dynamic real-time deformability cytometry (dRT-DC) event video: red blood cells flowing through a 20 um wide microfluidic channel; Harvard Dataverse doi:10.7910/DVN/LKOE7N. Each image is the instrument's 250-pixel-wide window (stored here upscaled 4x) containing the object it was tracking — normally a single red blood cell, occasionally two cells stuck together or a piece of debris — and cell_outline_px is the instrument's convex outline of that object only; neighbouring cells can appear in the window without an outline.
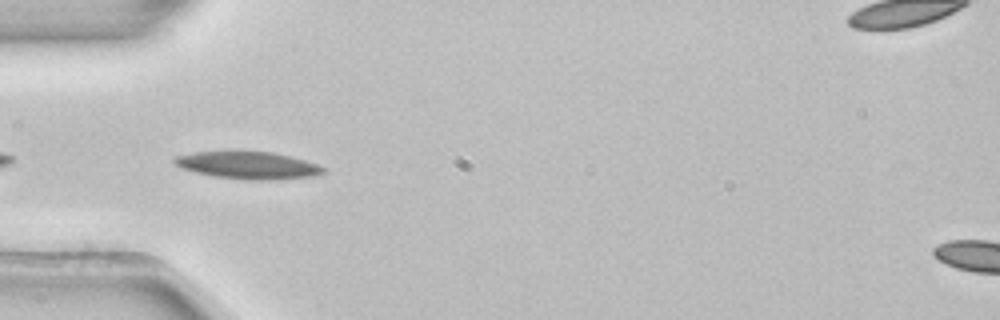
{"species": "common noctule bat (a hibernating species)", "species_latin": "Nyctalus noctula", "temperature_condition": "room temperature", "stored_images_in_passage": 10, "camera_frame_rate_fps": 3000, "um_per_image_px": 0.085, "animal": {"sex": "female", "body_mass_g": 22.7, "forearm_length_mm": 54.2}, "frame": {"image": 1, "passage_image": 2, "time_ms": 0.333, "image_size_px": [1000, 320], "cell_outline_px": [[324, 172], [312, 176], [272, 180], [248, 180], [212, 176], [180, 168], [172, 160], [172, 156], [196, 152], [232, 148], [240, 148], [272, 152], [292, 156], [316, 164], [324, 168]], "centroid_in_image_um": [20.98, 13.99], "position_along_channel_um": 64.0, "area_um2": 24.74}}
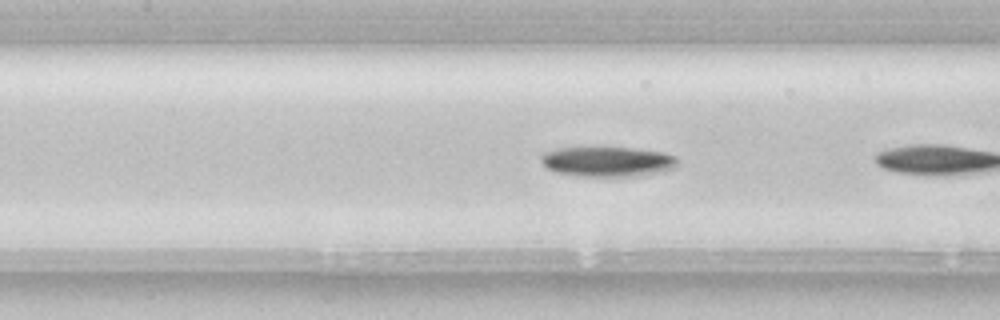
{"frame": {"image": 2, "passage_image": 7, "time_ms": 2.0, "image_size_px": [1000, 320], "cell_outline_px": [[680, 160], [676, 168], [660, 172], [640, 176], [576, 176], [556, 172], [548, 168], [540, 160], [540, 156], [544, 152], [556, 148], [592, 144], [632, 148], [664, 152], [676, 156]], "centroid_in_image_um": [51.63, 13.68], "position_along_channel_um": 155.8, "area_um2": 25.14}}